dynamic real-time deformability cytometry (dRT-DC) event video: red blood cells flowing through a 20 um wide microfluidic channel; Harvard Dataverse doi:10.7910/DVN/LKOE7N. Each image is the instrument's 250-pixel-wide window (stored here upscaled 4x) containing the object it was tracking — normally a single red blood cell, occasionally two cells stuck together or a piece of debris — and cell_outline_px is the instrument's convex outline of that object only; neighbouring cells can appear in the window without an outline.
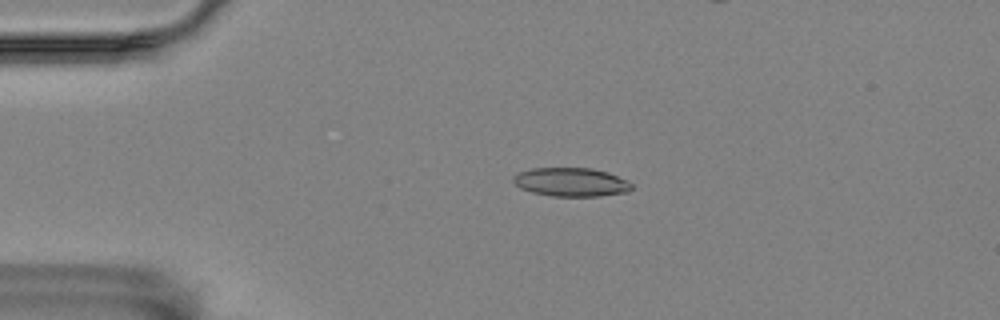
{"species": "Egyptian fruit bat (a non-hibernating species)", "species_latin": "Rousettus aegyptiacus", "temperature_condition": "room temperature", "stored_images_in_passage": 56, "camera_frame_rate_fps": 3000, "um_per_image_px": 0.085, "animal": {"sex": "female"}, "frame": {"image": 1, "passage_image": 11, "time_ms": 3.333, "image_size_px": [1000, 320], "cell_outline_px": [[632, 188], [628, 192], [600, 196], [552, 196], [532, 192], [520, 188], [512, 180], [512, 176], [520, 172], [532, 168], [592, 168], [608, 172], [628, 180], [632, 184]], "centroid_in_image_um": [48.56, 15.47], "position_along_channel_um": 36.4, "area_um2": 19.88}}
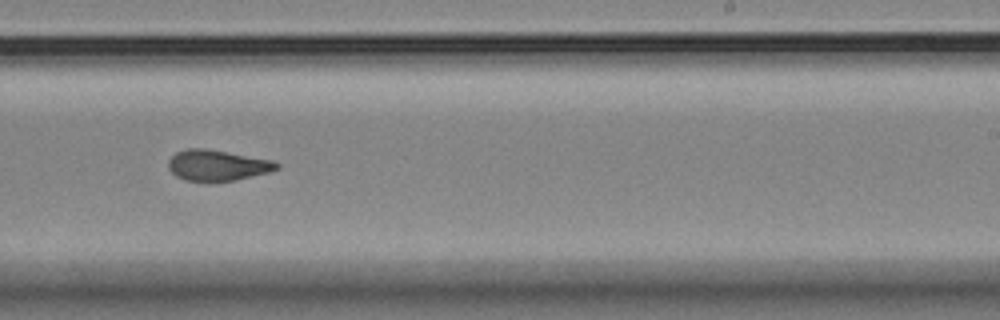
{"frame": {"image": 2, "passage_image": 34, "time_ms": 11.0, "image_size_px": [1000, 320], "cell_outline_px": [[280, 168], [268, 172], [236, 180], [184, 180], [176, 176], [168, 168], [168, 160], [176, 152], [188, 148], [204, 148], [272, 160], [280, 164]], "centroid_in_image_um": [18.46, 14.04], "position_along_channel_um": 270.5, "area_um2": 19.13}}
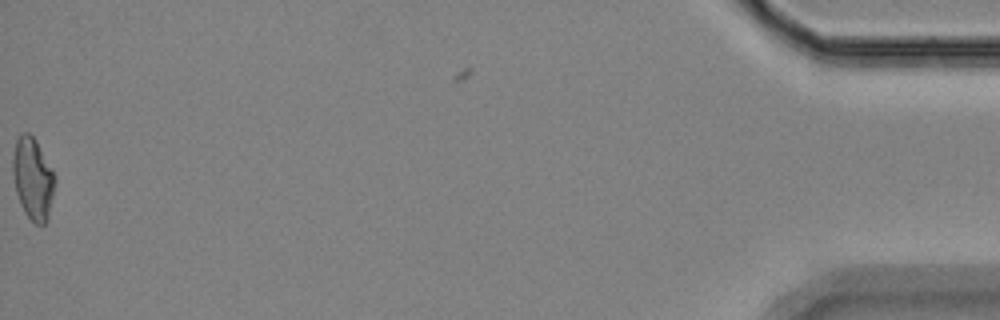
{"frame": {"image": 3, "passage_image": 56, "time_ms": 18.333, "image_size_px": [1000, 320], "cell_outline_px": [[56, 180], [48, 220], [44, 224], [36, 224], [24, 212], [20, 204], [16, 192], [12, 172], [12, 156], [16, 140], [24, 132], [28, 132], [36, 140], [56, 176]], "centroid_in_image_um": [2.8, 15.19], "position_along_channel_um": 432.4, "area_um2": 20.17}, "authors_computed_cell_mechanics": {"area_um2": 19.9121, "velocity_mm_per_s": 3.5094, "shape_relaxation_time_tau1_ms": 10.0125, "shape_relaxation_time_tau2_ms": 2.5208, "deformation_change_tau1": 0.2422, "deformation_change_tau2": 0.0944}}